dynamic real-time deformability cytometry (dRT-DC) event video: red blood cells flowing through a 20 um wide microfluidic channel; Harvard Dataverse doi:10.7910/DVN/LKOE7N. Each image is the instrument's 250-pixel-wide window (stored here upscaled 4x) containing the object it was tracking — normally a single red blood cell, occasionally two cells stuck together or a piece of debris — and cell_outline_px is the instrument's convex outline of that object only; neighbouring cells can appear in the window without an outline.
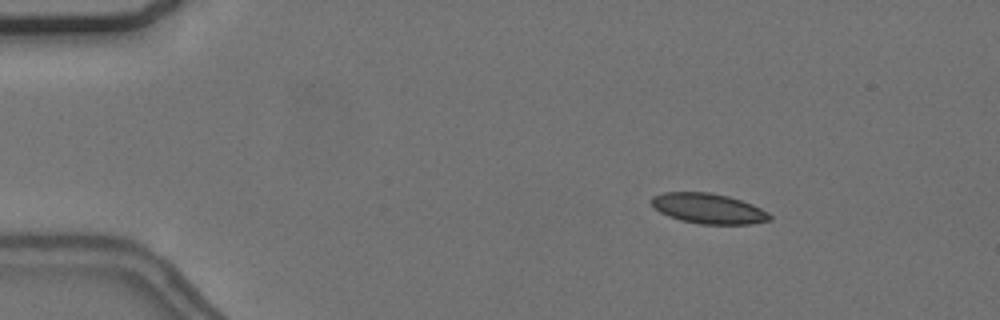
{"species": "common noctule bat (a hibernating species)", "species_latin": "Nyctalus noctula", "temperature_condition": "cold", "stored_images_in_passage": 50, "camera_frame_rate_fps": 3000, "um_per_image_px": 0.085, "animal": {"sex": "female", "body_mass_g": 24.6, "forearm_length_mm": 56.2}, "frame": {"image": 1, "passage_image": 3, "time_ms": 0.667, "image_size_px": [1000, 320], "cell_outline_px": [[772, 220], [752, 224], [700, 224], [680, 220], [668, 216], [660, 212], [652, 204], [652, 196], [664, 192], [712, 192], [728, 196], [752, 204], [768, 212], [772, 216]], "centroid_in_image_um": [60.24, 17.72], "position_along_channel_um": 24.8, "area_um2": 20.87}}
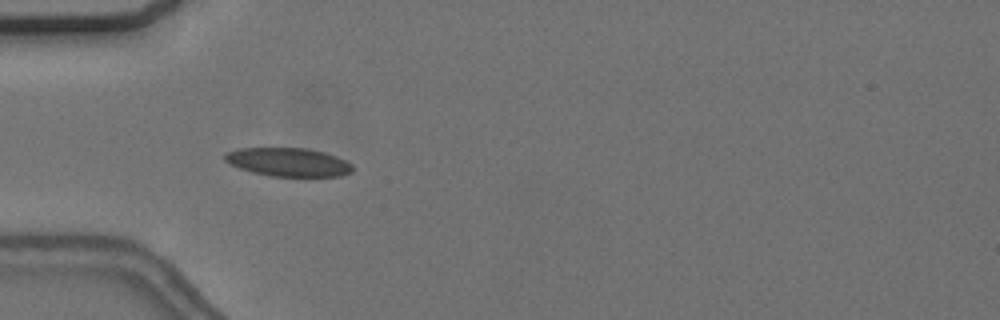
{"frame": {"image": 2, "passage_image": 12, "time_ms": 3.667, "image_size_px": [1000, 320], "cell_outline_px": [[352, 172], [340, 176], [268, 176], [252, 172], [240, 168], [224, 160], [224, 156], [228, 152], [240, 148], [308, 148], [324, 152], [336, 156], [352, 164]], "centroid_in_image_um": [24.52, 13.78], "position_along_channel_um": 60.5, "area_um2": 21.1}}
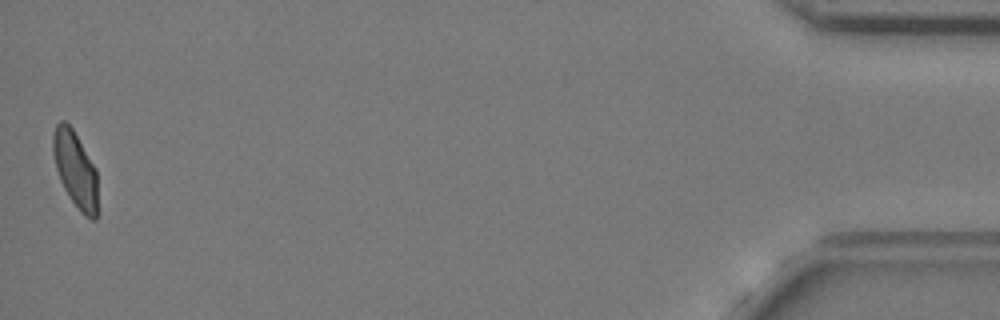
{"frame": {"image": 3, "passage_image": 50, "time_ms": 16.333, "image_size_px": [1000, 320], "cell_outline_px": [[96, 220], [92, 220], [84, 216], [80, 212], [64, 188], [60, 180], [56, 168], [52, 152], [52, 136], [56, 124], [60, 120], [64, 120], [72, 128], [96, 168]], "centroid_in_image_um": [6.38, 14.38], "position_along_channel_um": 428.8, "area_um2": 19.65}, "authors_computed_cell_mechanics": {"area_um2": 20.8369, "velocity_mm_per_s": 3.6611, "shape_relaxation_time_tau1_ms": 6.3828, "shape_relaxation_time_tau2_ms": 1.5143, "deformation_change_tau1": 0.1235, "deformation_change_tau2": 0.0714}}